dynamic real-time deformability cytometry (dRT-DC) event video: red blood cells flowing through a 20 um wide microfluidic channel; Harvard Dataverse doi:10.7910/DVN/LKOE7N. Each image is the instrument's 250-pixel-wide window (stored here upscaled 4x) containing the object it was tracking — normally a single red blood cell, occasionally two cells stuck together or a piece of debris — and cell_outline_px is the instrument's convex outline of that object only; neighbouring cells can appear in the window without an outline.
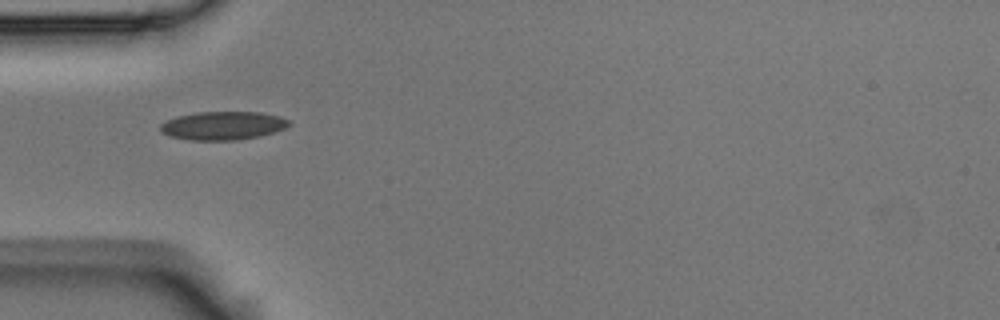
{"species": "Egyptian fruit bat (a non-hibernating species)", "species_latin": "Rousettus aegyptiacus", "temperature_condition": "room temperature", "stored_images_in_passage": 1, "camera_frame_rate_fps": 3000, "um_per_image_px": 0.085, "animal": {"sex": "male"}, "frame": {"image": 1, "passage_image": 1, "time_ms": 0.0, "image_size_px": [1000, 320], "cell_outline_px": [[292, 124], [284, 128], [260, 136], [236, 140], [192, 140], [172, 136], [164, 132], [160, 128], [160, 124], [176, 116], [196, 112], [260, 112], [280, 116], [288, 120]], "centroid_in_image_um": [18.97, 10.67], "position_along_channel_um": 66.0, "area_um2": 21.1}}